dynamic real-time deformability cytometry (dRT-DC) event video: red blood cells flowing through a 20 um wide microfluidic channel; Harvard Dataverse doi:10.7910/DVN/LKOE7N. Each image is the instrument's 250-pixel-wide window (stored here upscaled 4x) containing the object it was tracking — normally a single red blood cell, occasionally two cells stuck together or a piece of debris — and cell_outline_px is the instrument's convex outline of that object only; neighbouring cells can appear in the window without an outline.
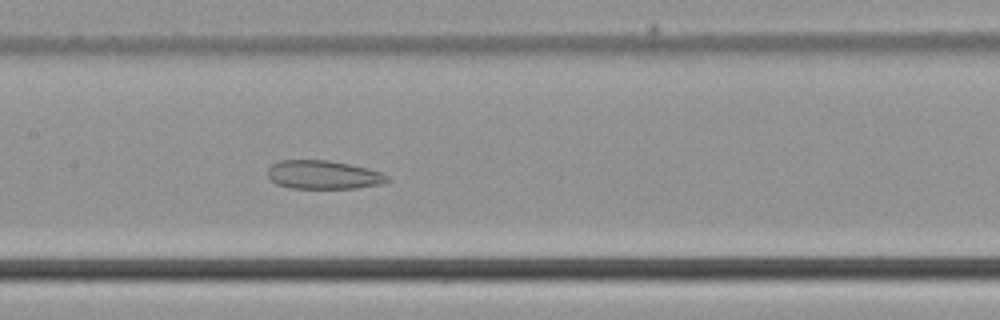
{"species": "common noctule bat (a hibernating species)", "species_latin": "Nyctalus noctula", "temperature_condition": "cold", "stored_images_in_passage": 51, "camera_frame_rate_fps": 3000, "um_per_image_px": 0.085, "animal": {"sex": "male", "body_mass_g": 21.5, "forearm_length_mm": 52.0}, "frame": {"image": 1, "passage_image": 25, "time_ms": 8.0, "image_size_px": [1000, 320], "cell_outline_px": [[388, 180], [384, 184], [356, 188], [288, 188], [276, 184], [268, 176], [268, 168], [272, 164], [280, 160], [328, 160], [348, 164], [380, 172], [388, 176]], "centroid_in_image_um": [27.46, 14.86], "position_along_channel_um": 179.9, "area_um2": 19.83}}
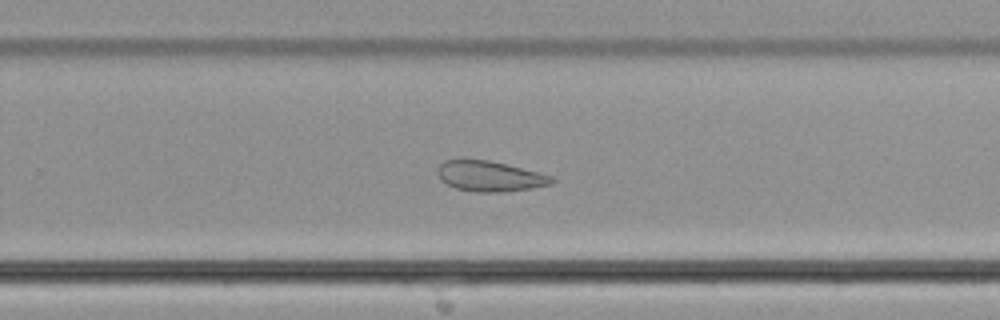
{"frame": {"image": 2, "passage_image": 33, "time_ms": 10.667, "image_size_px": [1000, 320], "cell_outline_px": [[556, 180], [552, 184], [532, 188], [500, 192], [480, 192], [456, 188], [440, 180], [436, 172], [440, 164], [444, 160], [488, 160], [552, 176]], "centroid_in_image_um": [41.61, 14.99], "position_along_channel_um": 288.2, "area_um2": 19.88}}
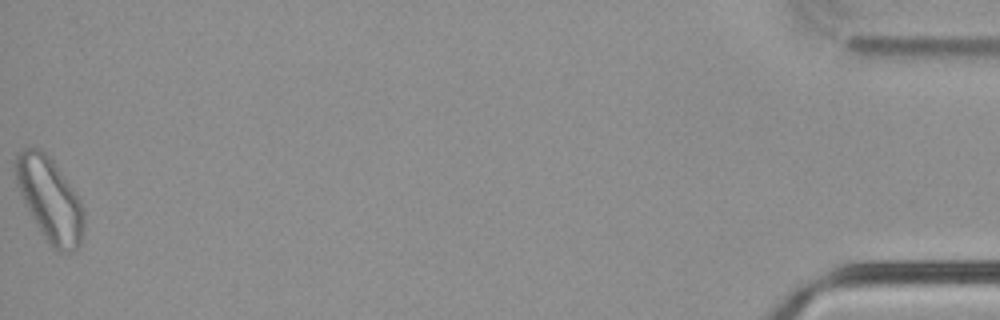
{"frame": {"image": 3, "passage_image": 51, "time_ms": 16.667, "image_size_px": [1000, 320], "cell_outline_px": [[84, 224], [80, 244], [76, 248], [68, 252], [60, 252], [52, 248], [44, 236], [32, 216], [16, 184], [16, 152], [24, 148], [40, 148], [52, 160], [80, 200], [84, 212]], "centroid_in_image_um": [4.24, 16.95], "position_along_channel_um": 431.0, "area_um2": 32.54}}